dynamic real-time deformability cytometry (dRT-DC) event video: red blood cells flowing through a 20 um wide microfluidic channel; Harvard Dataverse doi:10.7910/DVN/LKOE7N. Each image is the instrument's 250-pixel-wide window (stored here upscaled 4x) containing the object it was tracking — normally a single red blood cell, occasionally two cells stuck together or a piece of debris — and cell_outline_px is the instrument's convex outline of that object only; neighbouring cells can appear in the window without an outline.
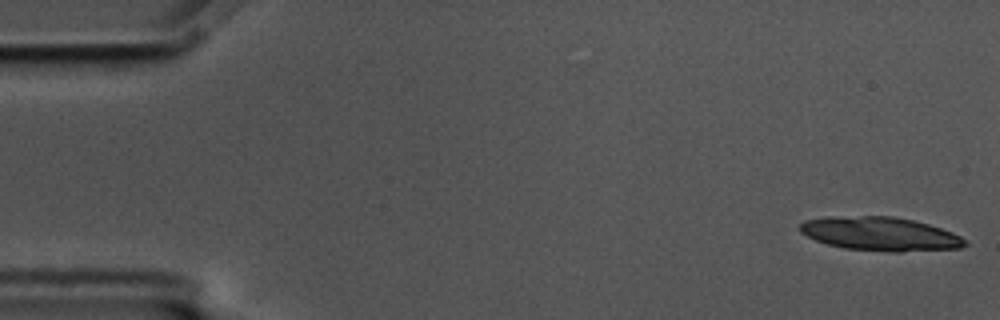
{"species": "common noctule bat (a hibernating species)", "species_latin": "Nyctalus noctula", "temperature_condition": "cold", "stored_images_in_passage": 20, "camera_frame_rate_fps": 3000, "um_per_image_px": 0.085, "animal": {"sex": "male", "body_mass_g": 17.5, "forearm_length_mm": 52.3}, "frame": {"image": 1, "passage_image": 1, "time_ms": 0.0, "image_size_px": [1000, 320], "cell_outline_px": [[968, 244], [960, 248], [900, 252], [888, 252], [844, 248], [828, 244], [816, 240], [800, 232], [800, 224], [804, 220], [828, 216], [892, 216], [912, 220], [928, 224], [952, 232], [960, 236]], "centroid_in_image_um": [74.8, 19.88], "position_along_channel_um": 10.2, "area_um2": 32.43}}